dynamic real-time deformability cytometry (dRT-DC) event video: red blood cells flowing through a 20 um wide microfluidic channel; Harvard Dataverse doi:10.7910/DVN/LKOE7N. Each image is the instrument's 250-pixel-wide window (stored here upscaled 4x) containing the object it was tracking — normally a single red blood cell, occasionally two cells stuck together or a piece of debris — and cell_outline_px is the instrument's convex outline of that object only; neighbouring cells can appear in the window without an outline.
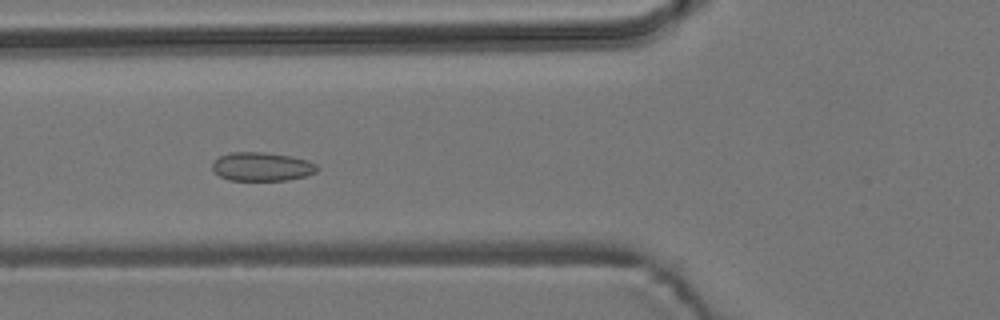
{"species": "common noctule bat (a hibernating species)", "species_latin": "Nyctalus noctula", "temperature_condition": "room temperature", "stored_images_in_passage": 55, "camera_frame_rate_fps": 3000, "um_per_image_px": 0.085, "animal": {"sex": "male", "body_mass_g": 19.2, "forearm_length_mm": 51.8}, "frame": {"image": 1, "passage_image": 21, "time_ms": 6.667, "image_size_px": [1000, 320], "cell_outline_px": [[320, 168], [316, 172], [304, 176], [288, 180], [228, 180], [220, 176], [212, 168], [212, 164], [220, 156], [232, 152], [264, 152], [292, 156], [308, 160], [316, 164]], "centroid_in_image_um": [22.29, 14.16], "position_along_channel_um": 103.5, "area_um2": 17.51}}
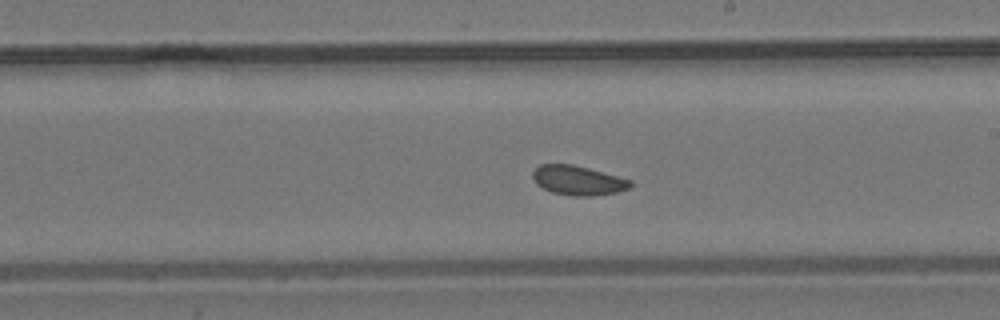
{"frame": {"image": 2, "passage_image": 32, "time_ms": 10.333, "image_size_px": [1000, 320], "cell_outline_px": [[632, 188], [616, 192], [592, 196], [572, 196], [552, 192], [536, 184], [532, 176], [532, 172], [540, 164], [572, 164], [588, 168], [632, 180]], "centroid_in_image_um": [49.14, 15.33], "position_along_channel_um": 239.9, "area_um2": 16.76}}
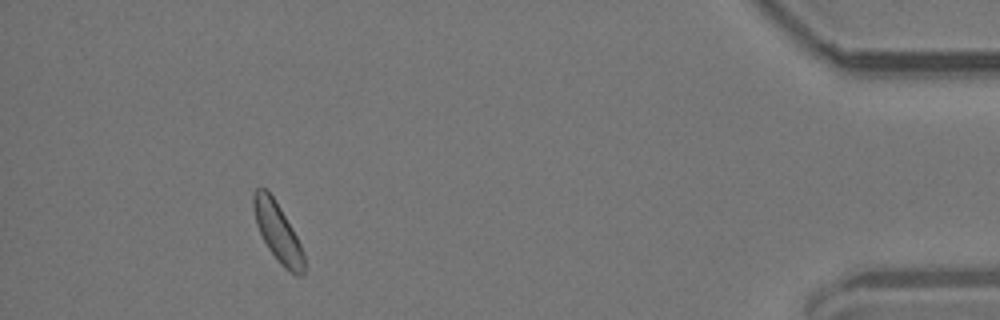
{"frame": {"image": 3, "passage_image": 51, "time_ms": 16.667, "image_size_px": [1000, 320], "cell_outline_px": [[304, 276], [296, 276], [284, 268], [268, 248], [256, 224], [252, 208], [252, 196], [256, 188], [268, 188], [292, 228], [304, 252]], "centroid_in_image_um": [23.6, 19.72], "position_along_channel_um": 411.6, "area_um2": 17.34}}